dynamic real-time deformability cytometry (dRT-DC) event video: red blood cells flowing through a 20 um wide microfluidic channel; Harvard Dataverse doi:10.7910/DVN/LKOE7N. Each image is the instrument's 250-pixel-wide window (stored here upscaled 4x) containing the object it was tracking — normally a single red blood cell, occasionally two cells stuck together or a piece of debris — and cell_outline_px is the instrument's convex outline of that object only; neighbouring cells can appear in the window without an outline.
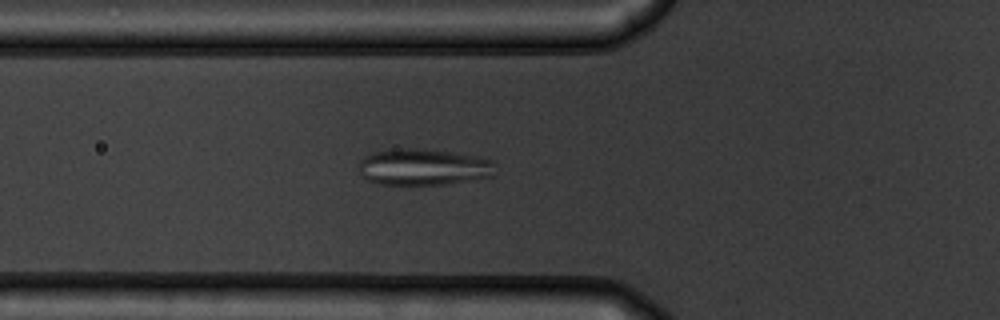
{"species": "common noctule bat (a hibernating species)", "species_latin": "Nyctalus noctula", "temperature_condition": "warm", "stored_images_in_passage": 54, "camera_frame_rate_fps": 3000, "um_per_image_px": 0.085, "animal": {"sex": "male", "body_mass_g": 19.5, "forearm_length_mm": 54.6}, "frame": {"image": 1, "passage_image": 20, "time_ms": 6.333, "image_size_px": [1000, 320], "cell_outline_px": [[496, 164], [492, 176], [476, 180], [448, 184], [380, 184], [368, 180], [360, 172], [360, 160], [364, 156], [372, 152], [404, 148], [412, 148], [448, 152], [476, 156], [492, 160]], "centroid_in_image_um": [36.02, 14.2], "position_along_channel_um": 89.8, "area_um2": 28.84}}
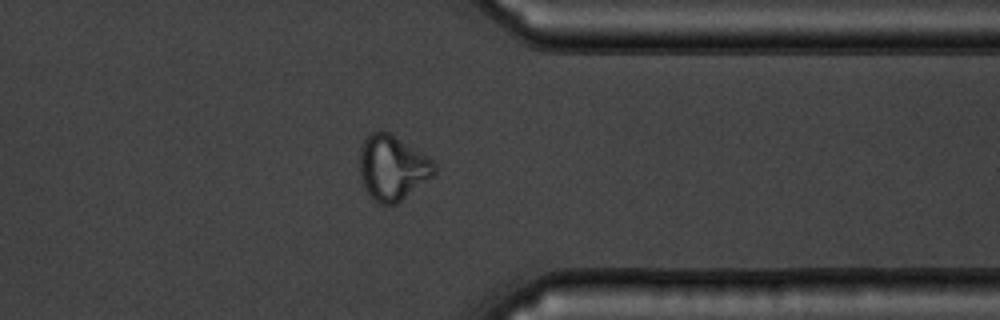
{"frame": {"image": 2, "passage_image": 43, "time_ms": 14.0, "image_size_px": [1000, 320], "cell_outline_px": [[436, 176], [396, 204], [380, 204], [372, 200], [364, 184], [360, 172], [360, 148], [364, 140], [372, 132], [388, 132], [432, 160], [436, 164]], "centroid_in_image_um": [33.39, 14.3], "position_along_channel_um": 378.0, "area_um2": 28.03}}
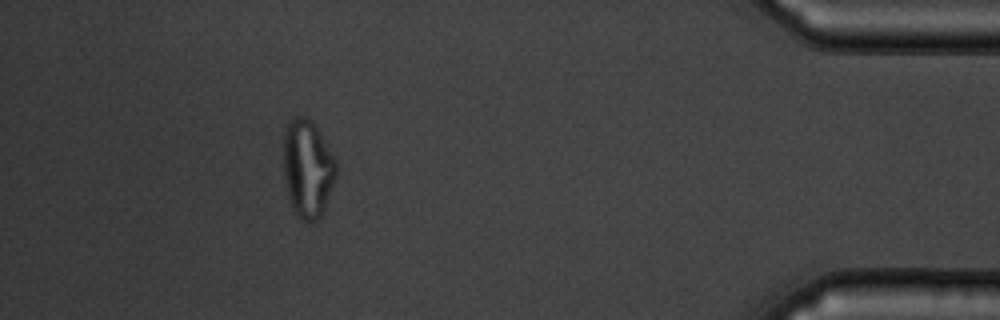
{"frame": {"image": 3, "passage_image": 49, "time_ms": 16.0, "image_size_px": [1000, 320], "cell_outline_px": [[336, 176], [324, 208], [320, 216], [316, 220], [304, 220], [296, 216], [292, 208], [288, 196], [284, 176], [284, 132], [288, 120], [296, 116], [304, 116], [312, 120], [336, 160]], "centroid_in_image_um": [26.13, 14.29], "position_along_channel_um": 409.1, "area_um2": 29.82}, "authors_computed_cell_mechanics": {"area_um2": 28.5243, "velocity_mm_per_s": 3.8196, "shape_relaxation_time_tau1_ms": 5.7432, "shape_relaxation_time_tau2_ms": 0.8658, "deformation_change_tau1": 0.1647, "deformation_change_tau2": 0.0455}}